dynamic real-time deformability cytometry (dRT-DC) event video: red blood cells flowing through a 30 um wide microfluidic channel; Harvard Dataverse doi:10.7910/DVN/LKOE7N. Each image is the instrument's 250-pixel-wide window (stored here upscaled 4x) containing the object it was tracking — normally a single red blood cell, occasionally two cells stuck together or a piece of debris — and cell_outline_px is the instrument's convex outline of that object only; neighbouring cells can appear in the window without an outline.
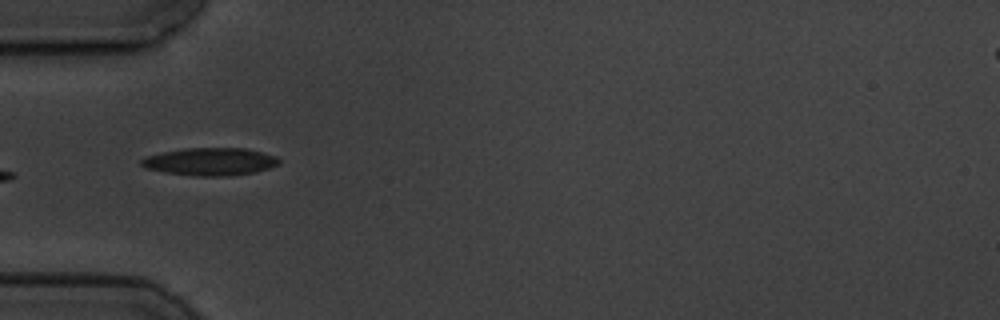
{"species": "common noctule bat (a hibernating species)", "species_latin": "Nyctalus noctula", "temperature_condition": "cold", "stored_images_in_passage": 15, "camera_frame_rate_fps": 3000, "um_per_image_px": 0.085, "animal": {"sex": "male", "body_mass_g": 19.5, "forearm_length_mm": 54.6}, "frame": {"image": 1, "passage_image": 5, "time_ms": 5.667, "image_size_px": [1000, 320], "cell_outline_px": [[280, 164], [256, 172], [228, 176], [196, 176], [164, 172], [148, 168], [140, 164], [140, 160], [144, 156], [184, 148], [244, 148], [264, 152], [276, 156], [280, 160]], "centroid_in_image_um": [17.89, 13.73], "position_along_channel_um": 67.1, "area_um2": 22.25}}
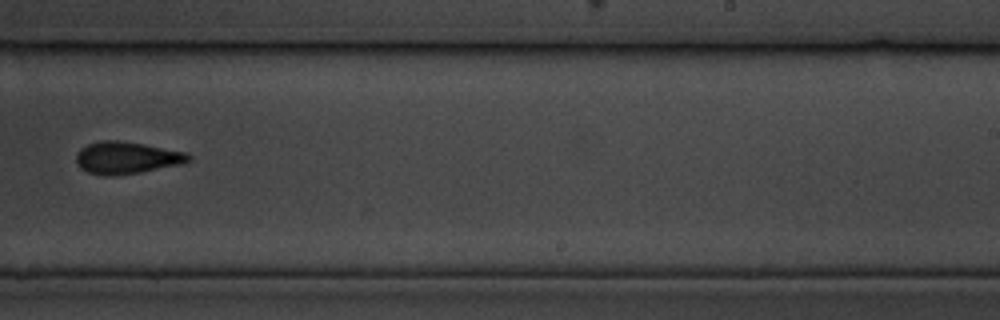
{"frame": {"image": 2, "passage_image": 10, "time_ms": 11.667, "image_size_px": [1000, 320], "cell_outline_px": [[192, 160], [180, 164], [140, 172], [116, 176], [104, 176], [88, 172], [80, 168], [76, 164], [76, 156], [80, 148], [88, 144], [100, 140], [120, 140], [144, 144], [184, 152], [192, 156]], "centroid_in_image_um": [10.73, 13.41], "position_along_channel_um": 278.3, "area_um2": 21.1}}
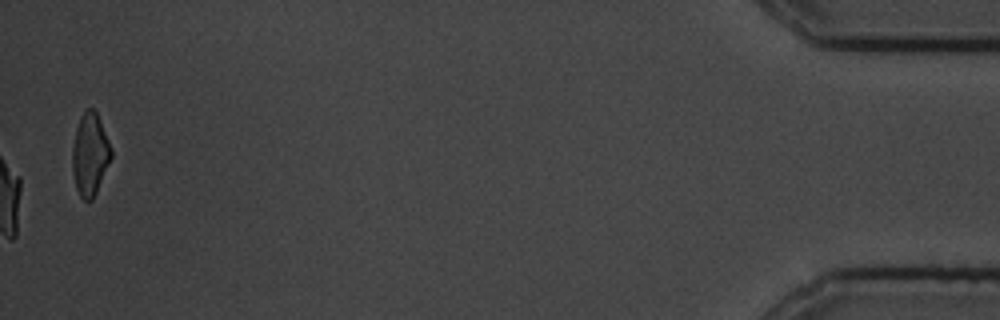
{"frame": {"image": 3, "passage_image": 15, "time_ms": 18.333, "image_size_px": [1000, 320], "cell_outline_px": [[112, 156], [96, 192], [92, 200], [88, 204], [80, 196], [76, 188], [72, 172], [72, 148], [76, 128], [80, 116], [84, 108], [92, 108], [96, 112], [100, 120], [112, 148]], "centroid_in_image_um": [7.64, 13.12], "position_along_channel_um": 427.6, "area_um2": 18.79}, "authors_computed_cell_mechanics": {"area_um2": 21.7906, "velocity_mm_per_s": 3.5402, "shape_relaxation_time_tau1_ms": 4.5056, "shape_relaxation_time_tau2_ms": 3.2942, "deformation_change_tau1": 0.1253, "deformation_change_tau2": 0.1007}}